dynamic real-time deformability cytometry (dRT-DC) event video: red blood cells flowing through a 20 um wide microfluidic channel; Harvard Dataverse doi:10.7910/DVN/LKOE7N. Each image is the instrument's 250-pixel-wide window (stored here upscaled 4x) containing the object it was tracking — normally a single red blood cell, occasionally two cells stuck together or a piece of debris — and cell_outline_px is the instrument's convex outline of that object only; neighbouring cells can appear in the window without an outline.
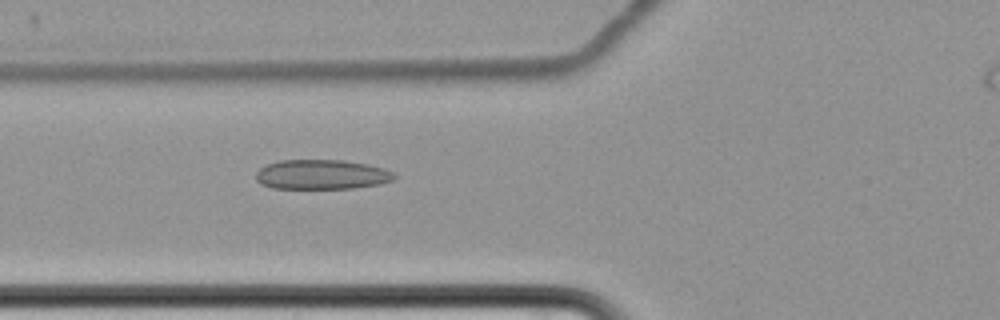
{"species": "common noctule bat (a hibernating species)", "species_latin": "Nyctalus noctula", "temperature_condition": "cold", "stored_images_in_passage": 6, "segment_of_instrument_passage": [1, 2], "camera_frame_rate_fps": 3000, "um_per_image_px": 0.085, "animal": {"sex": "female", "body_mass_g": 22.7, "forearm_length_mm": 54.2}, "frame": {"image": 1, "passage_image": 5, "time_ms": 5.667, "image_size_px": [1000, 320], "cell_outline_px": [[396, 176], [392, 180], [380, 184], [352, 188], [272, 188], [260, 184], [256, 180], [256, 172], [260, 168], [268, 164], [280, 160], [344, 160], [368, 164], [384, 168], [392, 172]], "centroid_in_image_um": [27.33, 14.83], "position_along_channel_um": 98.5, "area_um2": 23.93}}